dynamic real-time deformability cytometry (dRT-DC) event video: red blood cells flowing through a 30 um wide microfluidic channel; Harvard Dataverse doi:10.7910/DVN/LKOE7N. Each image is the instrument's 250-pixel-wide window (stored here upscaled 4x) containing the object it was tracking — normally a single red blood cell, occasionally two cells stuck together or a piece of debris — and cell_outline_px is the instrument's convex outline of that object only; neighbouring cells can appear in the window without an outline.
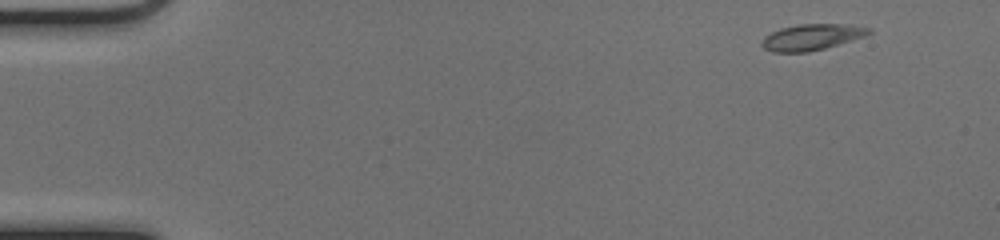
{"species": "common noctule bat (a hibernating species)", "species_latin": "Nyctalus noctula", "temperature_condition": "cold", "stored_images_in_passage": 48, "camera_frame_rate_fps": 3000, "um_per_image_px": 0.085, "animal": {"sex": "female", "body_mass_g": 17.0, "forearm_length_mm": 48.0}, "frame": {"image": 1, "passage_image": 1, "time_ms": 0.0, "image_size_px": [1000, 240], "cell_outline_px": [[872, 32], [864, 36], [824, 48], [808, 52], [772, 52], [764, 48], [760, 44], [764, 36], [780, 28], [796, 24], [848, 24], [872, 28]], "centroid_in_image_um": [68.97, 3.14], "position_along_channel_um": 16.0, "area_um2": 16.24}}
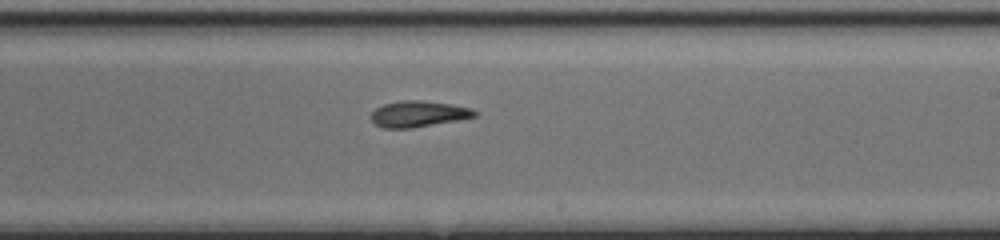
{"frame": {"image": 2, "passage_image": 28, "time_ms": 9.0, "image_size_px": [1000, 240], "cell_outline_px": [[480, 112], [476, 116], [456, 120], [412, 128], [384, 128], [376, 124], [372, 120], [372, 112], [376, 108], [384, 104], [400, 100], [424, 100], [472, 108]], "centroid_in_image_um": [35.58, 9.67], "position_along_channel_um": 253.4, "area_um2": 15.61}}
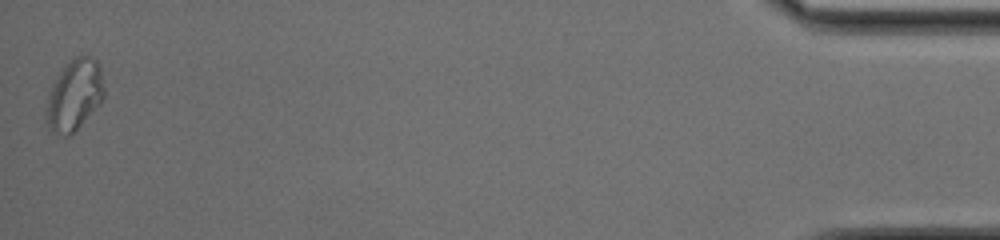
{"frame": {"image": 3, "passage_image": 48, "time_ms": 15.667, "image_size_px": [1000, 240], "cell_outline_px": [[104, 96], [80, 124], [68, 136], [56, 136], [52, 132], [48, 124], [44, 112], [48, 92], [52, 84], [60, 72], [76, 56], [88, 56], [96, 60], [100, 64], [104, 88]], "centroid_in_image_um": [6.28, 8.08], "position_along_channel_um": 428.9, "area_um2": 23.52}, "authors_computed_cell_mechanics": {"area_um2": 16.4152, "velocity_mm_per_s": 4.0185, "shape_relaxation_time_tau1_ms": 7.9484, "shape_relaxation_time_tau2_ms": 2.5408, "deformation_change_tau1": 0.1709, "deformation_change_tau2": 0.0652}}